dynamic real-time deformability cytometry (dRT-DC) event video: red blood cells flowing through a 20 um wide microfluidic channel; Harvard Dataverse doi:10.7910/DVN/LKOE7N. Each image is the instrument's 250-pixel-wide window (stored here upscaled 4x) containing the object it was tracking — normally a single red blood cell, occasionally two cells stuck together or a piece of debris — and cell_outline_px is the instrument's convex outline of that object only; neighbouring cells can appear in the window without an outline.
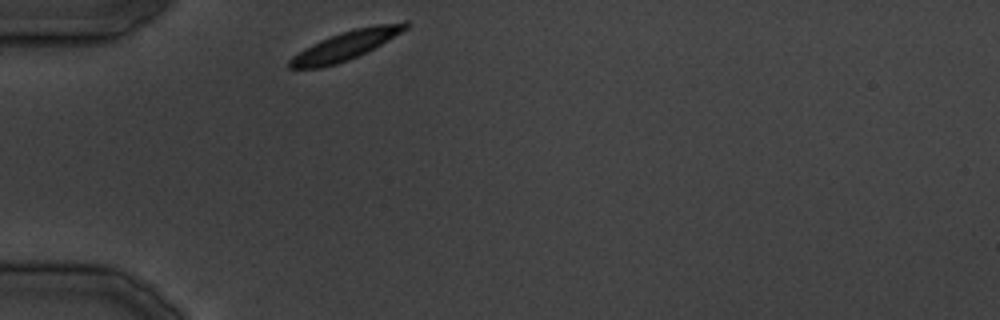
{"species": "common noctule bat (a hibernating species)", "species_latin": "Nyctalus noctula", "temperature_condition": "cold", "stored_images_in_passage": 22, "camera_frame_rate_fps": 3000, "um_per_image_px": 0.085, "animal": {"sex": "male", "body_mass_g": 19.5, "forearm_length_mm": 54.6}, "frame": {"image": 1, "passage_image": 1, "time_ms": 0.0, "image_size_px": [1000, 320], "cell_outline_px": [[412, 24], [408, 28], [388, 40], [348, 60], [336, 64], [320, 68], [288, 68], [288, 60], [292, 56], [304, 48], [320, 40], [356, 28], [376, 24], [404, 20], [408, 20]], "centroid_in_image_um": [29.41, 3.84], "position_along_channel_um": 55.6, "area_um2": 19.31}}
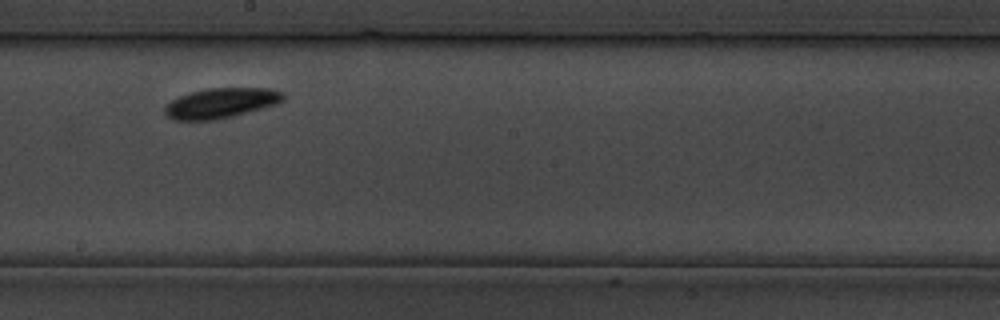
{"frame": {"image": 2, "passage_image": 12, "time_ms": 13.333, "image_size_px": [1000, 320], "cell_outline_px": [[284, 100], [276, 104], [232, 116], [212, 120], [172, 120], [164, 116], [164, 108], [172, 100], [180, 96], [192, 92], [208, 88], [268, 88], [284, 92]], "centroid_in_image_um": [18.76, 8.76], "position_along_channel_um": 229.4, "area_um2": 20.63}}
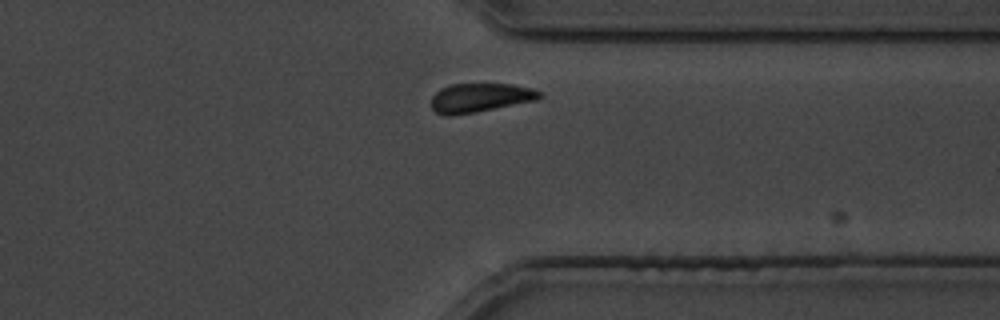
{"frame": {"image": 3, "passage_image": 20, "time_ms": 23.333, "image_size_px": [1000, 320], "cell_outline_px": [[544, 96], [536, 100], [476, 112], [448, 116], [444, 116], [436, 112], [432, 108], [432, 96], [440, 88], [448, 84], [512, 84], [532, 88], [544, 92]], "centroid_in_image_um": [40.82, 8.3], "position_along_channel_um": 370.6, "area_um2": 18.44}}